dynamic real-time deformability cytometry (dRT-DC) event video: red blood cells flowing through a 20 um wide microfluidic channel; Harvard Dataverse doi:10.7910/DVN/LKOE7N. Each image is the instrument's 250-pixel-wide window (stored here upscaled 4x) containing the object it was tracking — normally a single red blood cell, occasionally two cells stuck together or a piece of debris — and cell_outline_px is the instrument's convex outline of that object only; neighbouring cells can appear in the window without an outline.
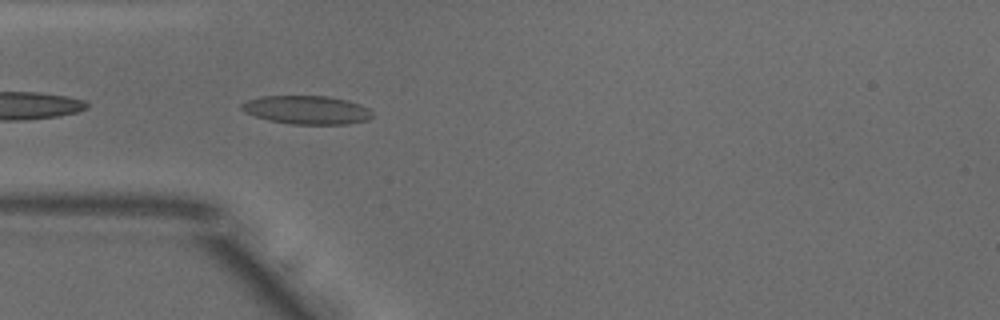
{"species": "common noctule bat (a hibernating species)", "species_latin": "Nyctalus noctula", "temperature_condition": "warm", "stored_images_in_passage": 4, "segment_of_instrument_passage": [1, 2], "camera_frame_rate_fps": 3000, "um_per_image_px": 0.085, "animal": {"sex": "male", "body_mass_g": 18.8}, "frame": {"image": 1, "passage_image": 1, "time_ms": 0.0, "image_size_px": [1000, 320], "cell_outline_px": [[372, 116], [368, 120], [348, 124], [292, 124], [268, 120], [244, 112], [240, 108], [240, 104], [248, 100], [260, 96], [328, 96], [348, 100], [360, 104], [368, 108], [372, 112]], "centroid_in_image_um": [26.08, 9.34], "position_along_channel_um": 58.9, "area_um2": 21.79}}